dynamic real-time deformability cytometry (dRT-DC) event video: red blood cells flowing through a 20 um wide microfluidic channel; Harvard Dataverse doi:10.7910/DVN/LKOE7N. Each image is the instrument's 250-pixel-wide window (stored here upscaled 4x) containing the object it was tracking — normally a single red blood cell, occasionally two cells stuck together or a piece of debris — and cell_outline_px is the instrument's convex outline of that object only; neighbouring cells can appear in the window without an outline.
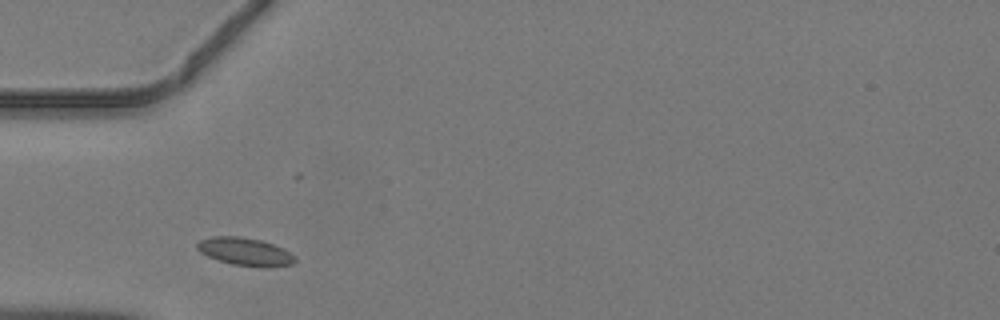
{"species": "common noctule bat (a hibernating species)", "species_latin": "Nyctalus noctula", "temperature_condition": "warm", "stored_images_in_passage": 33, "camera_frame_rate_fps": 3000, "um_per_image_px": 0.085, "animal": {"sex": "male", "body_mass_g": 19.2, "forearm_length_mm": 51.8}, "frame": {"image": 1, "passage_image": 1, "time_ms": 0.0, "image_size_px": [1000, 320], "cell_outline_px": [[296, 260], [292, 264], [268, 268], [260, 268], [232, 264], [208, 256], [200, 252], [196, 248], [196, 244], [200, 240], [212, 236], [240, 236], [260, 240], [284, 248], [296, 256]], "centroid_in_image_um": [20.86, 21.4], "position_along_channel_um": 64.1, "area_um2": 16.07}}
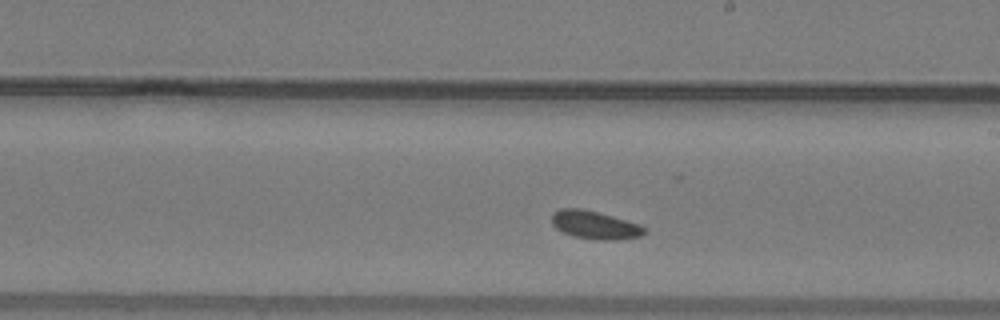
{"frame": {"image": 2, "passage_image": 13, "time_ms": 4.0, "image_size_px": [1000, 320], "cell_outline_px": [[648, 232], [640, 236], [616, 240], [596, 240], [572, 236], [556, 228], [552, 224], [552, 212], [560, 208], [580, 208], [600, 212], [640, 224], [648, 228]], "centroid_in_image_um": [50.59, 19.12], "position_along_channel_um": 238.4, "area_um2": 15.49}}
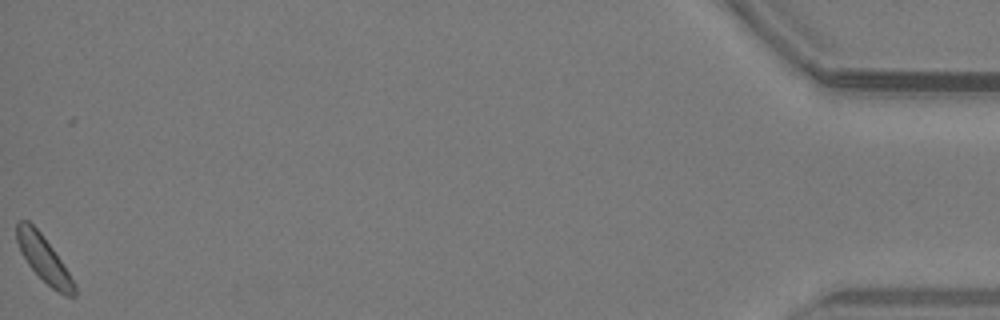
{"frame": {"image": 3, "passage_image": 33, "time_ms": 10.667, "image_size_px": [1000, 320], "cell_outline_px": [[76, 296], [64, 296], [56, 292], [28, 264], [20, 252], [16, 240], [16, 224], [20, 220], [28, 220], [40, 232], [52, 248], [68, 272], [76, 288]], "centroid_in_image_um": [3.7, 22.0], "position_along_channel_um": 431.5, "area_um2": 15.14}}